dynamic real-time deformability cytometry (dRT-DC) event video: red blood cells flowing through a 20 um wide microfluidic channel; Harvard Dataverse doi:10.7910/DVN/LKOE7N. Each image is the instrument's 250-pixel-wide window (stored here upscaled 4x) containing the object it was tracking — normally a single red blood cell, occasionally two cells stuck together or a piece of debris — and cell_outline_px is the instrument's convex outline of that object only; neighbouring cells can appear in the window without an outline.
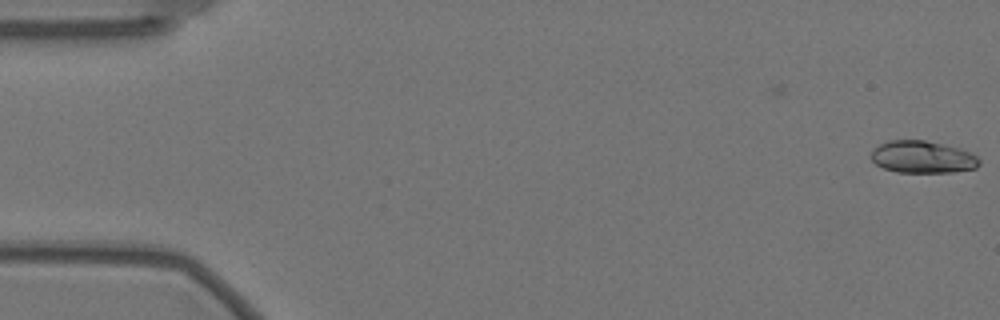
{"species": "Egyptian fruit bat (a non-hibernating species)", "species_latin": "Rousettus aegyptiacus", "temperature_condition": "warm", "stored_images_in_passage": 17, "camera_frame_rate_fps": 3000, "um_per_image_px": 0.085, "animal": {"sex": "female"}, "frame": {"image": 1, "passage_image": 1, "time_ms": 0.0, "image_size_px": [1000, 320], "cell_outline_px": [[980, 164], [976, 168], [952, 172], [896, 172], [884, 168], [876, 164], [872, 160], [872, 148], [888, 140], [924, 140], [960, 148], [972, 152], [980, 160]], "centroid_in_image_um": [78.43, 13.34], "position_along_channel_um": 6.6, "area_um2": 20.35}}
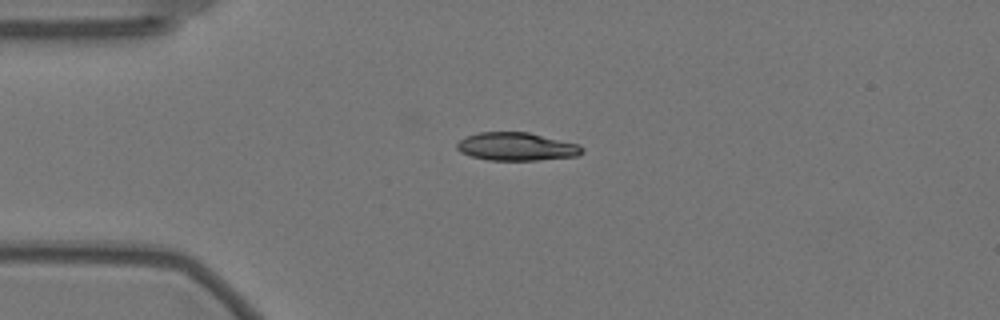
{"frame": {"image": 2, "passage_image": 14, "time_ms": 4.333, "image_size_px": [1000, 320], "cell_outline_px": [[584, 152], [576, 156], [536, 160], [488, 160], [472, 156], [460, 152], [456, 148], [456, 144], [460, 140], [468, 136], [480, 132], [528, 132], [580, 144], [584, 148]], "centroid_in_image_um": [43.93, 12.46], "position_along_channel_um": 41.1, "area_um2": 20.46}}